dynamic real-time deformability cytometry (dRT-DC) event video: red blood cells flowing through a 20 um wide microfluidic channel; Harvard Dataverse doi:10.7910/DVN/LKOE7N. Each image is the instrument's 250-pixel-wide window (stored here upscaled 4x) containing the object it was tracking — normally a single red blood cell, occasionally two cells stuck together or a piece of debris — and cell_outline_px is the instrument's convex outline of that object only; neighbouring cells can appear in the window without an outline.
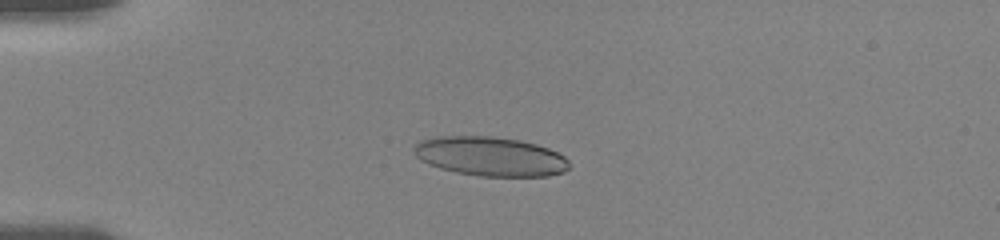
{"species": "human", "species_latin": "Homo sapiens", "temperature_condition": "room temperature", "stored_images_in_passage": 40, "camera_frame_rate_fps": 3000, "um_per_image_px": 0.085, "donor": {"sex": "female"}, "frame": {"image": 1, "passage_image": 11, "time_ms": 4.667, "image_size_px": [1000, 240], "cell_outline_px": [[572, 164], [564, 172], [548, 176], [480, 176], [456, 172], [440, 168], [428, 164], [420, 160], [412, 152], [412, 148], [420, 140], [436, 136], [492, 136], [520, 140], [536, 144], [548, 148], [564, 156]], "centroid_in_image_um": [41.66, 13.29], "position_along_channel_um": 43.3, "area_um2": 35.78}}
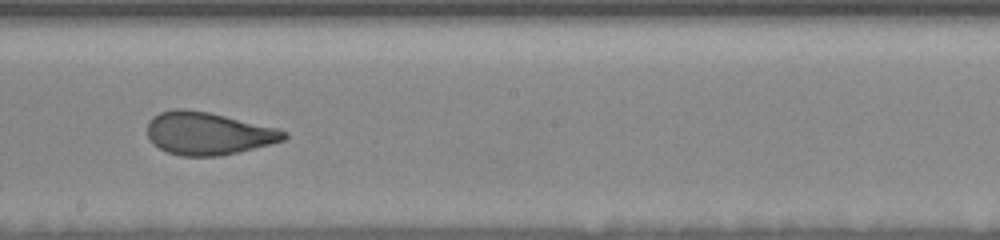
{"frame": {"image": 2, "passage_image": 28, "time_ms": 10.667, "image_size_px": [1000, 240], "cell_outline_px": [[288, 136], [284, 140], [220, 156], [180, 156], [168, 152], [152, 144], [148, 140], [148, 120], [152, 116], [160, 112], [176, 108], [184, 108], [208, 112], [280, 128], [288, 132]], "centroid_in_image_um": [17.67, 11.33], "position_along_channel_um": 230.5, "area_um2": 34.1}}
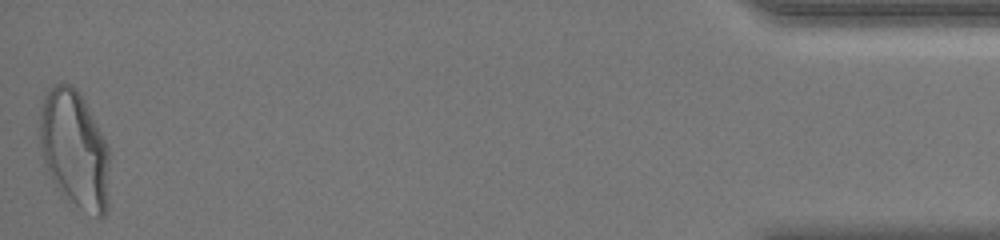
{"frame": {"image": 3, "passage_image": 40, "time_ms": 18.333, "image_size_px": [1000, 240], "cell_outline_px": [[108, 208], [104, 216], [96, 216], [80, 208], [64, 196], [60, 192], [48, 172], [40, 148], [40, 112], [44, 96], [52, 84], [60, 80], [72, 84], [80, 92], [108, 148]], "centroid_in_image_um": [6.32, 12.64], "position_along_channel_um": 428.9, "area_um2": 47.69}, "authors_computed_cell_mechanics": {"area_um2": 35.4025, "velocity_mm_per_s": 3.6463, "shape_relaxation_time_tau1_ms": 8.7598, "shape_relaxation_time_tau2_ms": 0.8811, "deformation_change_tau1": 0.2249, "deformation_change_tau2": 0.0866}}